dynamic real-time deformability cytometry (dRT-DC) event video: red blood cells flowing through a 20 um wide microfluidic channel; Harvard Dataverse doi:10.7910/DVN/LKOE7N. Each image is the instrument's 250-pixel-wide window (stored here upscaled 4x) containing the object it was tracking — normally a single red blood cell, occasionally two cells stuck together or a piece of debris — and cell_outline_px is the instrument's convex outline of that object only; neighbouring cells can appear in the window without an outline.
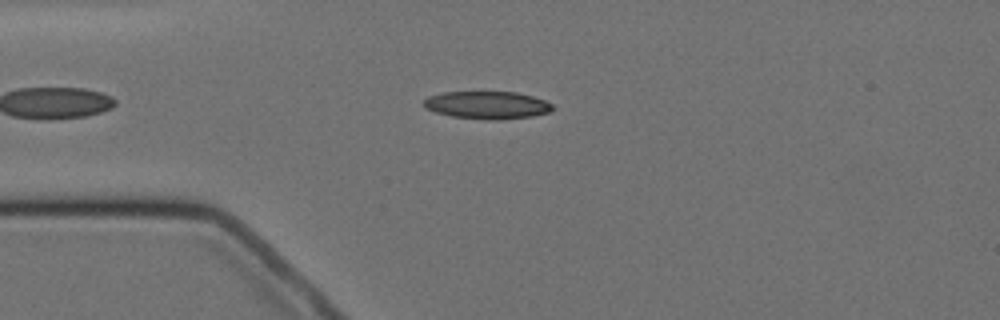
{"species": "Egyptian fruit bat (a non-hibernating species)", "species_latin": "Rousettus aegyptiacus", "temperature_condition": "cold", "stored_images_in_passage": 6, "camera_frame_rate_fps": 3000, "um_per_image_px": 0.085, "animal": {"sex": "female"}, "frame": {"image": 1, "passage_image": 2, "time_ms": 1.333, "image_size_px": [1000, 320], "cell_outline_px": [[556, 108], [552, 112], [532, 116], [500, 120], [488, 120], [452, 116], [436, 112], [424, 108], [424, 100], [428, 96], [444, 92], [516, 92], [532, 96], [544, 100], [552, 104]], "centroid_in_image_um": [41.45, 8.94], "position_along_channel_um": 43.6, "area_um2": 20.87}}
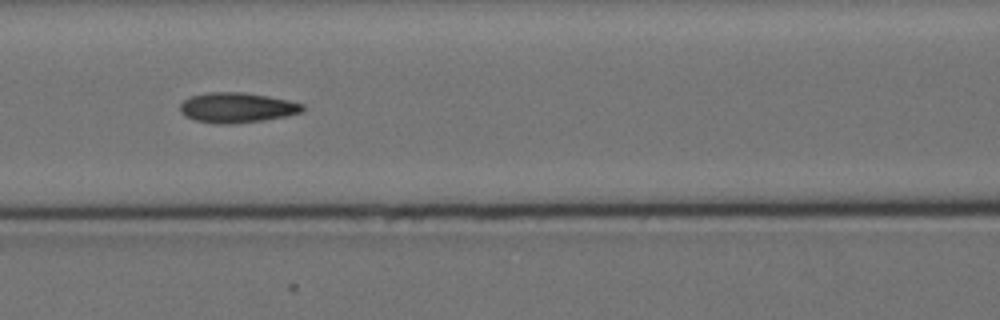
{"frame": {"image": 2, "passage_image": 5, "time_ms": 4.667, "image_size_px": [1000, 320], "cell_outline_px": [[304, 108], [300, 112], [284, 116], [264, 120], [228, 124], [216, 124], [196, 120], [184, 116], [180, 112], [180, 104], [188, 96], [208, 92], [244, 92], [268, 96], [288, 100], [304, 104]], "centroid_in_image_um": [20.09, 9.14], "position_along_channel_um": 146.5, "area_um2": 21.5}}
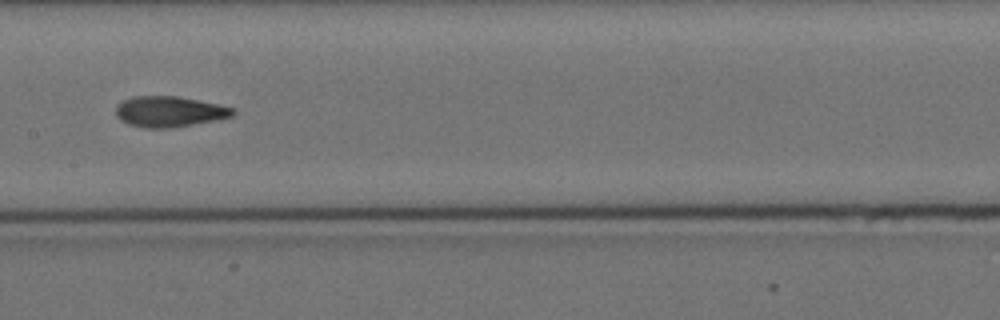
{"frame": {"image": 3, "passage_image": 6, "time_ms": 6.0, "image_size_px": [1000, 320], "cell_outline_px": [[236, 112], [232, 116], [216, 120], [172, 128], [144, 128], [128, 124], [120, 120], [116, 116], [116, 108], [124, 100], [132, 96], [180, 96], [236, 108]], "centroid_in_image_um": [14.41, 9.49], "position_along_channel_um": 193.0, "area_um2": 21.04}}